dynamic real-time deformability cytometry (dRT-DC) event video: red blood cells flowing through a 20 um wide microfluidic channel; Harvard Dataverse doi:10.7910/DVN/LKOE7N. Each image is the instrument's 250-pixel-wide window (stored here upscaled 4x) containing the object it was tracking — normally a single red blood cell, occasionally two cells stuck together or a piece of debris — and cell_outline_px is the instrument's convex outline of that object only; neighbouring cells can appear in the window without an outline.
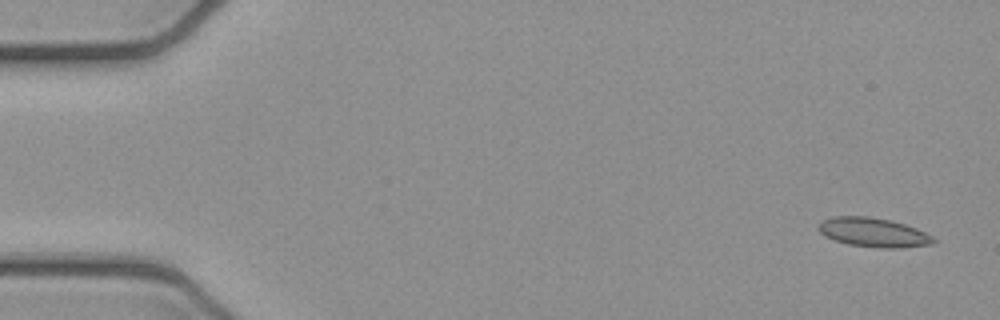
{"species": "common noctule bat (a hibernating species)", "species_latin": "Nyctalus noctula", "temperature_condition": "cold", "stored_images_in_passage": 8, "camera_frame_rate_fps": 3000, "um_per_image_px": 0.085, "animal": {"sex": "female", "body_mass_g": 21.9}, "frame": {"image": 1, "passage_image": 1, "time_ms": 0.0, "image_size_px": [1000, 320], "cell_outline_px": [[940, 240], [932, 244], [896, 248], [880, 248], [848, 244], [824, 236], [816, 228], [824, 220], [832, 216], [868, 216], [888, 220], [904, 224], [916, 228]], "centroid_in_image_um": [74.25, 19.76], "position_along_channel_um": 10.8, "area_um2": 19.48}}
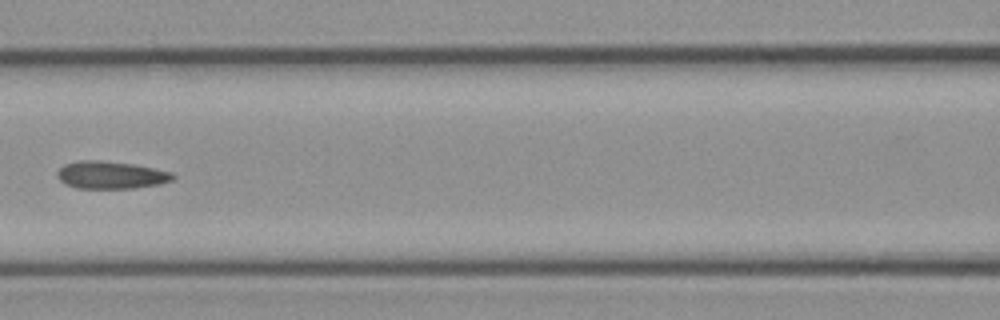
{"frame": {"image": 2, "passage_image": 7, "time_ms": 2.0, "image_size_px": [1000, 320], "cell_outline_px": [[176, 176], [172, 180], [160, 184], [132, 188], [76, 188], [64, 184], [56, 176], [56, 172], [64, 164], [76, 160], [100, 160], [132, 164], [172, 172]], "centroid_in_image_um": [9.38, 14.87], "position_along_channel_um": 157.2, "area_um2": 18.61}}
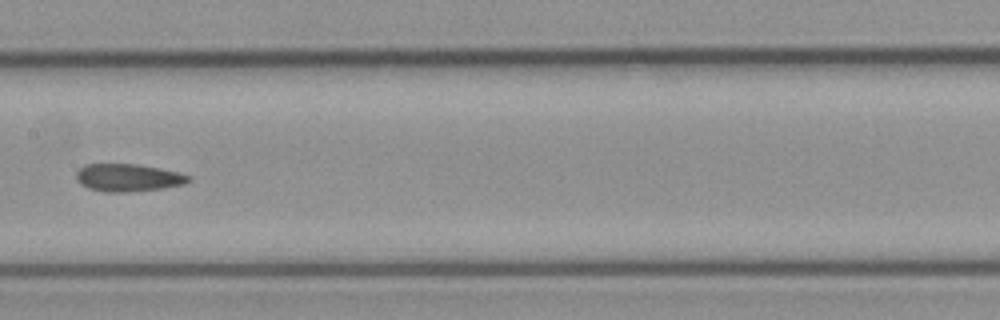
{"frame": {"image": 3, "passage_image": 8, "time_ms": 2.333, "image_size_px": [1000, 320], "cell_outline_px": [[192, 180], [184, 184], [164, 188], [128, 192], [104, 192], [88, 188], [80, 184], [76, 180], [76, 172], [84, 164], [136, 164], [160, 168], [180, 172], [192, 176]], "centroid_in_image_um": [10.91, 15.1], "position_along_channel_um": 196.5, "area_um2": 18.32}}